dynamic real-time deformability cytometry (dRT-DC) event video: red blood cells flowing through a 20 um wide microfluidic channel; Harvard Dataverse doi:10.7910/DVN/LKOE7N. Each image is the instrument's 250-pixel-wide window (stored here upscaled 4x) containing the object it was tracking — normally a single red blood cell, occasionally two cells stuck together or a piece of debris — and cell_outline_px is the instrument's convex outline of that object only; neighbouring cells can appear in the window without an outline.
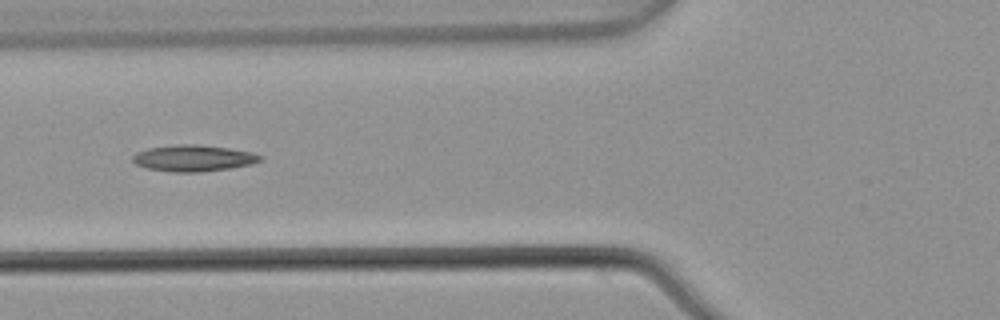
{"species": "common noctule bat (a hibernating species)", "species_latin": "Nyctalus noctula", "temperature_condition": "warm", "stored_images_in_passage": 8, "camera_frame_rate_fps": 3000, "um_per_image_px": 0.085, "animal": {"sex": "male", "body_mass_g": 21.5, "forearm_length_mm": 52.0}, "frame": {"image": 1, "passage_image": 6, "time_ms": 1.667, "image_size_px": [1000, 320], "cell_outline_px": [[264, 156], [260, 160], [248, 164], [228, 168], [200, 172], [172, 172], [148, 168], [136, 164], [132, 160], [132, 156], [136, 152], [148, 148], [176, 144], [196, 144], [228, 148], [252, 152]], "centroid_in_image_um": [16.4, 13.43], "position_along_channel_um": 109.4, "area_um2": 19.42}}
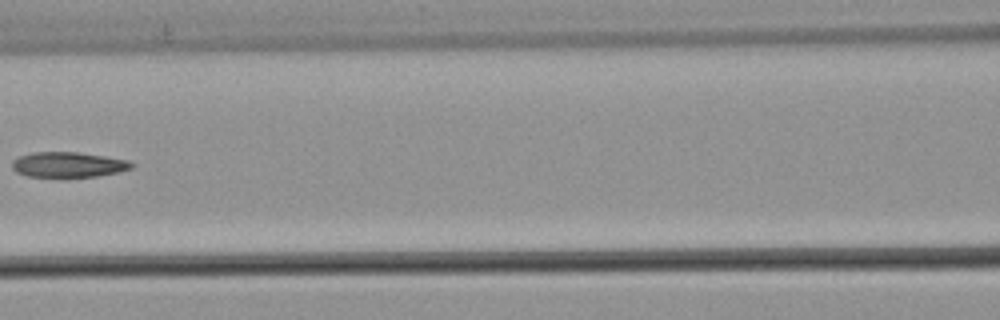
{"frame": {"image": 2, "passage_image": 7, "time_ms": 2.0, "image_size_px": [1000, 320], "cell_outline_px": [[136, 164], [132, 168], [120, 172], [96, 176], [68, 180], [64, 180], [28, 176], [16, 172], [12, 168], [12, 160], [20, 156], [32, 152], [76, 152], [104, 156], [128, 160]], "centroid_in_image_um": [5.8, 14.04], "position_along_channel_um": 160.8, "area_um2": 18.5}}